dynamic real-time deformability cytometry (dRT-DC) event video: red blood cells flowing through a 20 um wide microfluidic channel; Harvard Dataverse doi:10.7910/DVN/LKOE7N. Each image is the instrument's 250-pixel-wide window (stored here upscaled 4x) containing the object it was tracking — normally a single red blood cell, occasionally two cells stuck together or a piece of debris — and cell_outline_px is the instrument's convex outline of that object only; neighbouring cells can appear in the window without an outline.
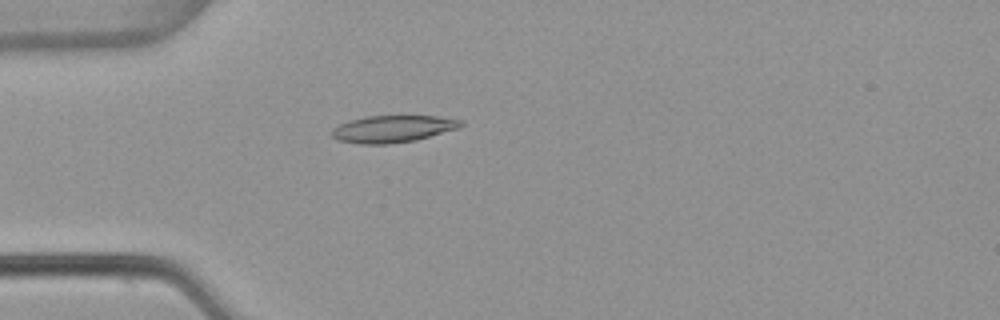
{"species": "common noctule bat (a hibernating species)", "species_latin": "Nyctalus noctula", "temperature_condition": "warm", "stored_images_in_passage": 31, "camera_frame_rate_fps": 3000, "um_per_image_px": 0.085, "animal": {"sex": "female", "body_mass_g": 22.7, "forearm_length_mm": 54.2}, "frame": {"image": 1, "passage_image": 15, "time_ms": 4.667, "image_size_px": [1000, 320], "cell_outline_px": [[464, 124], [460, 128], [416, 140], [388, 144], [360, 144], [336, 140], [332, 136], [332, 128], [348, 120], [364, 116], [436, 116], [464, 120]], "centroid_in_image_um": [33.39, 10.95], "position_along_channel_um": 51.6, "area_um2": 20.52}}
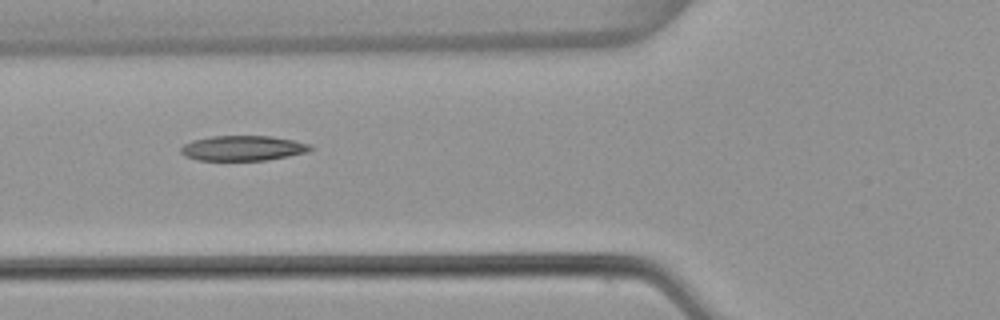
{"frame": {"image": 2, "passage_image": 20, "time_ms": 6.333, "image_size_px": [1000, 320], "cell_outline_px": [[312, 148], [308, 152], [268, 160], [196, 160], [184, 156], [180, 152], [180, 148], [184, 144], [192, 140], [212, 136], [272, 136], [312, 144]], "centroid_in_image_um": [20.63, 12.59], "position_along_channel_um": 105.2, "area_um2": 19.02}}
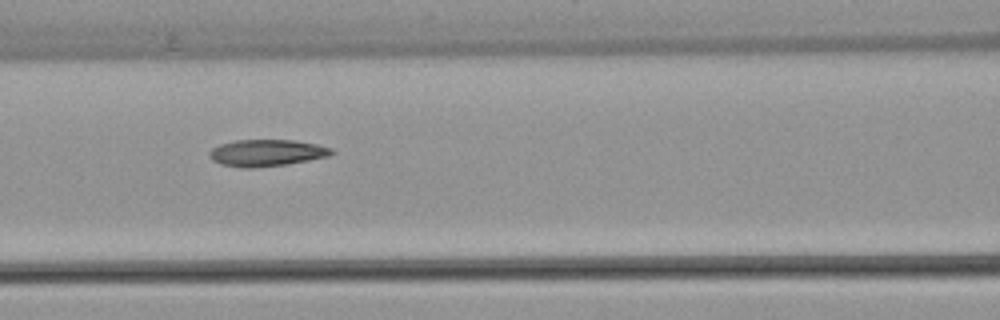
{"frame": {"image": 3, "passage_image": 23, "time_ms": 7.333, "image_size_px": [1000, 320], "cell_outline_px": [[336, 152], [328, 156], [288, 164], [252, 168], [240, 168], [220, 164], [212, 160], [208, 156], [208, 152], [212, 148], [220, 144], [236, 140], [296, 140], [316, 144], [332, 148]], "centroid_in_image_um": [22.64, 12.99], "position_along_channel_um": 144.0, "area_um2": 19.19}}